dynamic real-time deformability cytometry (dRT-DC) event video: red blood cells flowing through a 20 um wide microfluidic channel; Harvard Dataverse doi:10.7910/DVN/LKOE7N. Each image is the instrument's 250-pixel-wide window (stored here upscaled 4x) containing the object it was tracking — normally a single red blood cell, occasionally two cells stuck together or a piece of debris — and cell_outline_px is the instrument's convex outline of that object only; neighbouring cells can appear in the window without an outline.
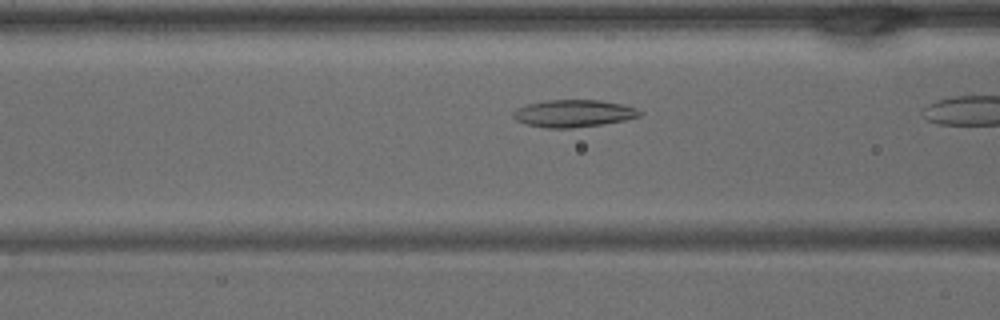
{"species": "common noctule bat (a hibernating species)", "species_latin": "Nyctalus noctula", "temperature_condition": "warm", "stored_images_in_passage": 13, "camera_frame_rate_fps": 3000, "um_per_image_px": 0.085, "animal": {"sex": "male", "body_mass_g": 15.6}, "frame": {"image": 1, "passage_image": 11, "time_ms": 3.333, "image_size_px": [1000, 320], "cell_outline_px": [[644, 112], [640, 116], [624, 120], [604, 124], [572, 128], [548, 128], [528, 124], [516, 120], [512, 116], [512, 112], [516, 108], [528, 104], [544, 100], [600, 100], [624, 104], [636, 108]], "centroid_in_image_um": [48.77, 9.63], "position_along_channel_um": 117.8, "area_um2": 20.23}}